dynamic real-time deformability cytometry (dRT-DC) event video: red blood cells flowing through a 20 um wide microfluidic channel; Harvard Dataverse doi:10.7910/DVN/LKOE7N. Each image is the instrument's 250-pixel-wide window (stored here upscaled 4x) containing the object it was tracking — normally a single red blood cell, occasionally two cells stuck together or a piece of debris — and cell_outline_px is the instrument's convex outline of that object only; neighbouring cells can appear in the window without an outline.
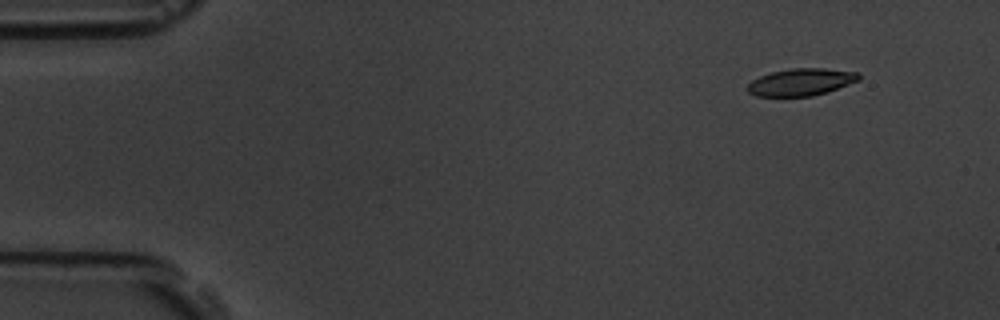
{"species": "common noctule bat (a hibernating species)", "species_latin": "Nyctalus noctula", "temperature_condition": "room temperature", "stored_images_in_passage": 5, "camera_frame_rate_fps": 3000, "um_per_image_px": 0.085, "animal": {"sex": "male", "body_mass_g": 19.5, "forearm_length_mm": 54.6}, "frame": {"image": 1, "passage_image": 2, "time_ms": 1.0, "image_size_px": [1000, 320], "cell_outline_px": [[860, 80], [828, 92], [812, 96], [756, 96], [748, 92], [744, 88], [752, 80], [760, 76], [772, 72], [792, 68], [824, 68], [860, 72]], "centroid_in_image_um": [68.1, 6.97], "position_along_channel_um": 16.9, "area_um2": 17.8}}
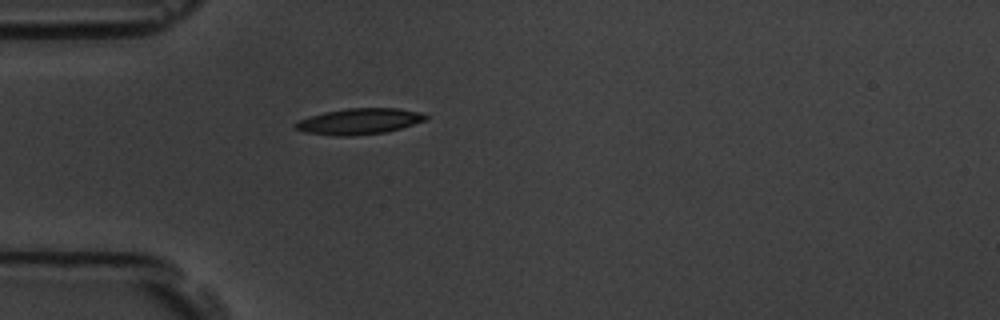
{"frame": {"image": 2, "passage_image": 5, "time_ms": 4.667, "image_size_px": [1000, 320], "cell_outline_px": [[428, 116], [424, 120], [400, 128], [384, 132], [348, 136], [336, 136], [304, 132], [296, 128], [292, 124], [308, 116], [324, 112], [348, 108], [396, 108], [420, 112]], "centroid_in_image_um": [30.48, 10.31], "position_along_channel_um": 54.5, "area_um2": 19.48}}